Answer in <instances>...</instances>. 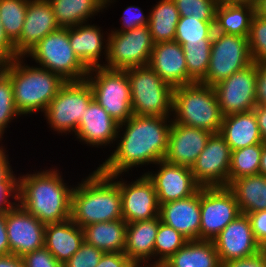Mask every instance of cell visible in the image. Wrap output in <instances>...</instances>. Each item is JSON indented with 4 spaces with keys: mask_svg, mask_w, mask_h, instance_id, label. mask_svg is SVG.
<instances>
[{
    "mask_svg": "<svg viewBox=\"0 0 266 267\" xmlns=\"http://www.w3.org/2000/svg\"><path fill=\"white\" fill-rule=\"evenodd\" d=\"M170 117L133 115L121 123L114 153L97 168L106 175L122 176L134 167L164 160L172 125Z\"/></svg>",
    "mask_w": 266,
    "mask_h": 267,
    "instance_id": "6da1fadb",
    "label": "cell"
},
{
    "mask_svg": "<svg viewBox=\"0 0 266 267\" xmlns=\"http://www.w3.org/2000/svg\"><path fill=\"white\" fill-rule=\"evenodd\" d=\"M57 168L18 177L17 203L44 224L59 223L71 217L73 188L64 183Z\"/></svg>",
    "mask_w": 266,
    "mask_h": 267,
    "instance_id": "7a4b0ae2",
    "label": "cell"
},
{
    "mask_svg": "<svg viewBox=\"0 0 266 267\" xmlns=\"http://www.w3.org/2000/svg\"><path fill=\"white\" fill-rule=\"evenodd\" d=\"M70 219L80 228L123 219L118 184L97 168L74 186Z\"/></svg>",
    "mask_w": 266,
    "mask_h": 267,
    "instance_id": "3957f363",
    "label": "cell"
},
{
    "mask_svg": "<svg viewBox=\"0 0 266 267\" xmlns=\"http://www.w3.org/2000/svg\"><path fill=\"white\" fill-rule=\"evenodd\" d=\"M24 58L16 57L8 63L1 64L0 67L11 78L14 103L18 112L24 116L40 111L44 113L67 81L38 65H26Z\"/></svg>",
    "mask_w": 266,
    "mask_h": 267,
    "instance_id": "277c9868",
    "label": "cell"
},
{
    "mask_svg": "<svg viewBox=\"0 0 266 267\" xmlns=\"http://www.w3.org/2000/svg\"><path fill=\"white\" fill-rule=\"evenodd\" d=\"M172 122L219 133L223 115L213 87L200 82L173 89Z\"/></svg>",
    "mask_w": 266,
    "mask_h": 267,
    "instance_id": "5b68a950",
    "label": "cell"
},
{
    "mask_svg": "<svg viewBox=\"0 0 266 267\" xmlns=\"http://www.w3.org/2000/svg\"><path fill=\"white\" fill-rule=\"evenodd\" d=\"M130 82L131 108L137 116H172L173 87L149 66L126 70Z\"/></svg>",
    "mask_w": 266,
    "mask_h": 267,
    "instance_id": "8992f818",
    "label": "cell"
},
{
    "mask_svg": "<svg viewBox=\"0 0 266 267\" xmlns=\"http://www.w3.org/2000/svg\"><path fill=\"white\" fill-rule=\"evenodd\" d=\"M26 55L38 67L60 75L65 81L85 80L89 71L70 46L68 28L59 27L49 33Z\"/></svg>",
    "mask_w": 266,
    "mask_h": 267,
    "instance_id": "52a82bcc",
    "label": "cell"
},
{
    "mask_svg": "<svg viewBox=\"0 0 266 267\" xmlns=\"http://www.w3.org/2000/svg\"><path fill=\"white\" fill-rule=\"evenodd\" d=\"M86 80L91 86L93 99L119 125L133 116L130 82L126 70L94 67L89 69Z\"/></svg>",
    "mask_w": 266,
    "mask_h": 267,
    "instance_id": "ba28073f",
    "label": "cell"
},
{
    "mask_svg": "<svg viewBox=\"0 0 266 267\" xmlns=\"http://www.w3.org/2000/svg\"><path fill=\"white\" fill-rule=\"evenodd\" d=\"M92 100V89L86 79L67 81L45 110V119L57 133L75 134L85 109Z\"/></svg>",
    "mask_w": 266,
    "mask_h": 267,
    "instance_id": "9c48e42d",
    "label": "cell"
},
{
    "mask_svg": "<svg viewBox=\"0 0 266 267\" xmlns=\"http://www.w3.org/2000/svg\"><path fill=\"white\" fill-rule=\"evenodd\" d=\"M252 63L248 37L214 31L209 68L200 83L213 87Z\"/></svg>",
    "mask_w": 266,
    "mask_h": 267,
    "instance_id": "30bf717a",
    "label": "cell"
},
{
    "mask_svg": "<svg viewBox=\"0 0 266 267\" xmlns=\"http://www.w3.org/2000/svg\"><path fill=\"white\" fill-rule=\"evenodd\" d=\"M154 42L148 25L108 33V53L103 67L127 70L149 64Z\"/></svg>",
    "mask_w": 266,
    "mask_h": 267,
    "instance_id": "8fae6325",
    "label": "cell"
},
{
    "mask_svg": "<svg viewBox=\"0 0 266 267\" xmlns=\"http://www.w3.org/2000/svg\"><path fill=\"white\" fill-rule=\"evenodd\" d=\"M199 240L213 239L241 214L239 205L232 191L227 187L200 188Z\"/></svg>",
    "mask_w": 266,
    "mask_h": 267,
    "instance_id": "7c38bea8",
    "label": "cell"
},
{
    "mask_svg": "<svg viewBox=\"0 0 266 267\" xmlns=\"http://www.w3.org/2000/svg\"><path fill=\"white\" fill-rule=\"evenodd\" d=\"M257 63L235 72L213 86L223 116L244 113L257 106Z\"/></svg>",
    "mask_w": 266,
    "mask_h": 267,
    "instance_id": "4fadbf2b",
    "label": "cell"
},
{
    "mask_svg": "<svg viewBox=\"0 0 266 267\" xmlns=\"http://www.w3.org/2000/svg\"><path fill=\"white\" fill-rule=\"evenodd\" d=\"M232 150L220 133H212L205 148L191 167L200 187L228 186Z\"/></svg>",
    "mask_w": 266,
    "mask_h": 267,
    "instance_id": "5bb4252c",
    "label": "cell"
},
{
    "mask_svg": "<svg viewBox=\"0 0 266 267\" xmlns=\"http://www.w3.org/2000/svg\"><path fill=\"white\" fill-rule=\"evenodd\" d=\"M119 186L123 219L127 223L149 220L159 216V202L153 182L144 173L131 183L121 175H109ZM118 177V178H117ZM117 179V181H116Z\"/></svg>",
    "mask_w": 266,
    "mask_h": 267,
    "instance_id": "9a60e30c",
    "label": "cell"
},
{
    "mask_svg": "<svg viewBox=\"0 0 266 267\" xmlns=\"http://www.w3.org/2000/svg\"><path fill=\"white\" fill-rule=\"evenodd\" d=\"M10 254L22 257L44 247L45 224L18 203L5 213Z\"/></svg>",
    "mask_w": 266,
    "mask_h": 267,
    "instance_id": "2e32d148",
    "label": "cell"
},
{
    "mask_svg": "<svg viewBox=\"0 0 266 267\" xmlns=\"http://www.w3.org/2000/svg\"><path fill=\"white\" fill-rule=\"evenodd\" d=\"M221 264L253 256L262 250L247 214L241 213L213 239Z\"/></svg>",
    "mask_w": 266,
    "mask_h": 267,
    "instance_id": "e0dca14e",
    "label": "cell"
},
{
    "mask_svg": "<svg viewBox=\"0 0 266 267\" xmlns=\"http://www.w3.org/2000/svg\"><path fill=\"white\" fill-rule=\"evenodd\" d=\"M155 165L159 168L157 172L149 171L145 174L154 184L159 205L188 198L201 188L196 183L190 167L171 164L165 160Z\"/></svg>",
    "mask_w": 266,
    "mask_h": 267,
    "instance_id": "ac0fdd59",
    "label": "cell"
},
{
    "mask_svg": "<svg viewBox=\"0 0 266 267\" xmlns=\"http://www.w3.org/2000/svg\"><path fill=\"white\" fill-rule=\"evenodd\" d=\"M58 28L52 5L48 0H29L22 33L13 44L16 55L26 56L46 35Z\"/></svg>",
    "mask_w": 266,
    "mask_h": 267,
    "instance_id": "d6986e66",
    "label": "cell"
},
{
    "mask_svg": "<svg viewBox=\"0 0 266 267\" xmlns=\"http://www.w3.org/2000/svg\"><path fill=\"white\" fill-rule=\"evenodd\" d=\"M212 133L208 130L172 122L164 160L192 167Z\"/></svg>",
    "mask_w": 266,
    "mask_h": 267,
    "instance_id": "ffe728a7",
    "label": "cell"
},
{
    "mask_svg": "<svg viewBox=\"0 0 266 267\" xmlns=\"http://www.w3.org/2000/svg\"><path fill=\"white\" fill-rule=\"evenodd\" d=\"M148 65L173 88L194 83L188 76L183 48L175 40L154 44Z\"/></svg>",
    "mask_w": 266,
    "mask_h": 267,
    "instance_id": "44dd1931",
    "label": "cell"
},
{
    "mask_svg": "<svg viewBox=\"0 0 266 267\" xmlns=\"http://www.w3.org/2000/svg\"><path fill=\"white\" fill-rule=\"evenodd\" d=\"M200 189L192 196L160 205V221L190 240H199Z\"/></svg>",
    "mask_w": 266,
    "mask_h": 267,
    "instance_id": "7402d4cb",
    "label": "cell"
},
{
    "mask_svg": "<svg viewBox=\"0 0 266 267\" xmlns=\"http://www.w3.org/2000/svg\"><path fill=\"white\" fill-rule=\"evenodd\" d=\"M119 124L94 99L88 104L75 136L87 146L101 147L117 139Z\"/></svg>",
    "mask_w": 266,
    "mask_h": 267,
    "instance_id": "603a6c76",
    "label": "cell"
},
{
    "mask_svg": "<svg viewBox=\"0 0 266 267\" xmlns=\"http://www.w3.org/2000/svg\"><path fill=\"white\" fill-rule=\"evenodd\" d=\"M100 26L88 23L68 28L70 46L78 59L88 68L100 67L102 53L105 62L108 53V36L105 38ZM102 31V33H101ZM104 38V39H103ZM105 43V45H104ZM105 49V50H104Z\"/></svg>",
    "mask_w": 266,
    "mask_h": 267,
    "instance_id": "cb8c5ba5",
    "label": "cell"
},
{
    "mask_svg": "<svg viewBox=\"0 0 266 267\" xmlns=\"http://www.w3.org/2000/svg\"><path fill=\"white\" fill-rule=\"evenodd\" d=\"M160 217L127 223L124 254L136 265H153L154 244ZM144 263V264H143Z\"/></svg>",
    "mask_w": 266,
    "mask_h": 267,
    "instance_id": "d4e9b609",
    "label": "cell"
},
{
    "mask_svg": "<svg viewBox=\"0 0 266 267\" xmlns=\"http://www.w3.org/2000/svg\"><path fill=\"white\" fill-rule=\"evenodd\" d=\"M83 242V229L71 219L45 224L44 246L61 264L68 261Z\"/></svg>",
    "mask_w": 266,
    "mask_h": 267,
    "instance_id": "484cf974",
    "label": "cell"
},
{
    "mask_svg": "<svg viewBox=\"0 0 266 267\" xmlns=\"http://www.w3.org/2000/svg\"><path fill=\"white\" fill-rule=\"evenodd\" d=\"M219 133L232 151L263 143L253 110L223 116Z\"/></svg>",
    "mask_w": 266,
    "mask_h": 267,
    "instance_id": "4316f807",
    "label": "cell"
},
{
    "mask_svg": "<svg viewBox=\"0 0 266 267\" xmlns=\"http://www.w3.org/2000/svg\"><path fill=\"white\" fill-rule=\"evenodd\" d=\"M52 5L57 25L70 28L87 23L89 18L103 12L114 0H48Z\"/></svg>",
    "mask_w": 266,
    "mask_h": 267,
    "instance_id": "83f0119b",
    "label": "cell"
},
{
    "mask_svg": "<svg viewBox=\"0 0 266 267\" xmlns=\"http://www.w3.org/2000/svg\"><path fill=\"white\" fill-rule=\"evenodd\" d=\"M162 267H222L213 241L190 240Z\"/></svg>",
    "mask_w": 266,
    "mask_h": 267,
    "instance_id": "f1b7e54d",
    "label": "cell"
},
{
    "mask_svg": "<svg viewBox=\"0 0 266 267\" xmlns=\"http://www.w3.org/2000/svg\"><path fill=\"white\" fill-rule=\"evenodd\" d=\"M127 222L117 219L83 227L84 241L106 252H124Z\"/></svg>",
    "mask_w": 266,
    "mask_h": 267,
    "instance_id": "f546056e",
    "label": "cell"
},
{
    "mask_svg": "<svg viewBox=\"0 0 266 267\" xmlns=\"http://www.w3.org/2000/svg\"><path fill=\"white\" fill-rule=\"evenodd\" d=\"M255 5L219 2L215 16V32L248 37Z\"/></svg>",
    "mask_w": 266,
    "mask_h": 267,
    "instance_id": "4dcf8cb0",
    "label": "cell"
},
{
    "mask_svg": "<svg viewBox=\"0 0 266 267\" xmlns=\"http://www.w3.org/2000/svg\"><path fill=\"white\" fill-rule=\"evenodd\" d=\"M235 196L241 213L266 210V176H243L227 186Z\"/></svg>",
    "mask_w": 266,
    "mask_h": 267,
    "instance_id": "1f68e13d",
    "label": "cell"
},
{
    "mask_svg": "<svg viewBox=\"0 0 266 267\" xmlns=\"http://www.w3.org/2000/svg\"><path fill=\"white\" fill-rule=\"evenodd\" d=\"M148 14V26L154 44L175 40L180 13L174 0H160Z\"/></svg>",
    "mask_w": 266,
    "mask_h": 267,
    "instance_id": "d6a6232c",
    "label": "cell"
},
{
    "mask_svg": "<svg viewBox=\"0 0 266 267\" xmlns=\"http://www.w3.org/2000/svg\"><path fill=\"white\" fill-rule=\"evenodd\" d=\"M265 144L263 142L232 151L228 185L243 176L259 174L260 159Z\"/></svg>",
    "mask_w": 266,
    "mask_h": 267,
    "instance_id": "836d02e7",
    "label": "cell"
},
{
    "mask_svg": "<svg viewBox=\"0 0 266 267\" xmlns=\"http://www.w3.org/2000/svg\"><path fill=\"white\" fill-rule=\"evenodd\" d=\"M29 0H0V21L4 33L14 44L23 30Z\"/></svg>",
    "mask_w": 266,
    "mask_h": 267,
    "instance_id": "e575fe53",
    "label": "cell"
},
{
    "mask_svg": "<svg viewBox=\"0 0 266 267\" xmlns=\"http://www.w3.org/2000/svg\"><path fill=\"white\" fill-rule=\"evenodd\" d=\"M212 42H187L182 45L188 76L200 82L207 74Z\"/></svg>",
    "mask_w": 266,
    "mask_h": 267,
    "instance_id": "d590c367",
    "label": "cell"
},
{
    "mask_svg": "<svg viewBox=\"0 0 266 267\" xmlns=\"http://www.w3.org/2000/svg\"><path fill=\"white\" fill-rule=\"evenodd\" d=\"M215 21H202L198 18L180 17L176 27L175 41L181 46L187 42H212Z\"/></svg>",
    "mask_w": 266,
    "mask_h": 267,
    "instance_id": "8d00e7d4",
    "label": "cell"
},
{
    "mask_svg": "<svg viewBox=\"0 0 266 267\" xmlns=\"http://www.w3.org/2000/svg\"><path fill=\"white\" fill-rule=\"evenodd\" d=\"M188 241L181 233L160 221L154 244V260L156 261L153 265L161 266Z\"/></svg>",
    "mask_w": 266,
    "mask_h": 267,
    "instance_id": "74e56055",
    "label": "cell"
},
{
    "mask_svg": "<svg viewBox=\"0 0 266 267\" xmlns=\"http://www.w3.org/2000/svg\"><path fill=\"white\" fill-rule=\"evenodd\" d=\"M18 116H21V114L14 103L11 78L0 67V141L3 139L5 128H8V124Z\"/></svg>",
    "mask_w": 266,
    "mask_h": 267,
    "instance_id": "f35d334b",
    "label": "cell"
},
{
    "mask_svg": "<svg viewBox=\"0 0 266 267\" xmlns=\"http://www.w3.org/2000/svg\"><path fill=\"white\" fill-rule=\"evenodd\" d=\"M248 42L252 61L266 63V18L257 13L251 21Z\"/></svg>",
    "mask_w": 266,
    "mask_h": 267,
    "instance_id": "ab89813d",
    "label": "cell"
},
{
    "mask_svg": "<svg viewBox=\"0 0 266 267\" xmlns=\"http://www.w3.org/2000/svg\"><path fill=\"white\" fill-rule=\"evenodd\" d=\"M180 17L198 18L202 21H215L219 0H174Z\"/></svg>",
    "mask_w": 266,
    "mask_h": 267,
    "instance_id": "60d3db41",
    "label": "cell"
},
{
    "mask_svg": "<svg viewBox=\"0 0 266 267\" xmlns=\"http://www.w3.org/2000/svg\"><path fill=\"white\" fill-rule=\"evenodd\" d=\"M103 253L84 241L76 253L63 264V267H96Z\"/></svg>",
    "mask_w": 266,
    "mask_h": 267,
    "instance_id": "b9f144b4",
    "label": "cell"
},
{
    "mask_svg": "<svg viewBox=\"0 0 266 267\" xmlns=\"http://www.w3.org/2000/svg\"><path fill=\"white\" fill-rule=\"evenodd\" d=\"M21 258L25 267H63L45 246L26 253Z\"/></svg>",
    "mask_w": 266,
    "mask_h": 267,
    "instance_id": "7bdbcfd3",
    "label": "cell"
},
{
    "mask_svg": "<svg viewBox=\"0 0 266 267\" xmlns=\"http://www.w3.org/2000/svg\"><path fill=\"white\" fill-rule=\"evenodd\" d=\"M121 21L123 27L111 31L123 32L136 27L148 25L149 15H144L140 7L132 5L125 8Z\"/></svg>",
    "mask_w": 266,
    "mask_h": 267,
    "instance_id": "ee69618b",
    "label": "cell"
},
{
    "mask_svg": "<svg viewBox=\"0 0 266 267\" xmlns=\"http://www.w3.org/2000/svg\"><path fill=\"white\" fill-rule=\"evenodd\" d=\"M18 181H0V213H6L17 204ZM15 199L11 202L9 199Z\"/></svg>",
    "mask_w": 266,
    "mask_h": 267,
    "instance_id": "f6af8a7d",
    "label": "cell"
},
{
    "mask_svg": "<svg viewBox=\"0 0 266 267\" xmlns=\"http://www.w3.org/2000/svg\"><path fill=\"white\" fill-rule=\"evenodd\" d=\"M255 239L263 247L266 244V210L247 214Z\"/></svg>",
    "mask_w": 266,
    "mask_h": 267,
    "instance_id": "bcb514c9",
    "label": "cell"
},
{
    "mask_svg": "<svg viewBox=\"0 0 266 267\" xmlns=\"http://www.w3.org/2000/svg\"><path fill=\"white\" fill-rule=\"evenodd\" d=\"M136 265L124 252L103 253L96 267H135Z\"/></svg>",
    "mask_w": 266,
    "mask_h": 267,
    "instance_id": "7dc6e473",
    "label": "cell"
},
{
    "mask_svg": "<svg viewBox=\"0 0 266 267\" xmlns=\"http://www.w3.org/2000/svg\"><path fill=\"white\" fill-rule=\"evenodd\" d=\"M222 267H266V255L261 250L253 256L222 263Z\"/></svg>",
    "mask_w": 266,
    "mask_h": 267,
    "instance_id": "c3c4849f",
    "label": "cell"
},
{
    "mask_svg": "<svg viewBox=\"0 0 266 267\" xmlns=\"http://www.w3.org/2000/svg\"><path fill=\"white\" fill-rule=\"evenodd\" d=\"M16 57L14 45L9 41L4 33L2 23L0 21V65L14 60Z\"/></svg>",
    "mask_w": 266,
    "mask_h": 267,
    "instance_id": "681fc988",
    "label": "cell"
},
{
    "mask_svg": "<svg viewBox=\"0 0 266 267\" xmlns=\"http://www.w3.org/2000/svg\"><path fill=\"white\" fill-rule=\"evenodd\" d=\"M255 89L257 105H261L264 101H266V63L257 64Z\"/></svg>",
    "mask_w": 266,
    "mask_h": 267,
    "instance_id": "f907efd6",
    "label": "cell"
},
{
    "mask_svg": "<svg viewBox=\"0 0 266 267\" xmlns=\"http://www.w3.org/2000/svg\"><path fill=\"white\" fill-rule=\"evenodd\" d=\"M6 148L0 145V181H18L15 176L10 161L8 159V154H6Z\"/></svg>",
    "mask_w": 266,
    "mask_h": 267,
    "instance_id": "816d5d0a",
    "label": "cell"
},
{
    "mask_svg": "<svg viewBox=\"0 0 266 267\" xmlns=\"http://www.w3.org/2000/svg\"><path fill=\"white\" fill-rule=\"evenodd\" d=\"M8 254H10V247L5 224V213H0V256Z\"/></svg>",
    "mask_w": 266,
    "mask_h": 267,
    "instance_id": "f5cc1de1",
    "label": "cell"
},
{
    "mask_svg": "<svg viewBox=\"0 0 266 267\" xmlns=\"http://www.w3.org/2000/svg\"><path fill=\"white\" fill-rule=\"evenodd\" d=\"M253 111L257 119V124L259 126V131L263 142L266 143V109L261 105H257Z\"/></svg>",
    "mask_w": 266,
    "mask_h": 267,
    "instance_id": "db71d44e",
    "label": "cell"
},
{
    "mask_svg": "<svg viewBox=\"0 0 266 267\" xmlns=\"http://www.w3.org/2000/svg\"><path fill=\"white\" fill-rule=\"evenodd\" d=\"M0 267H25L21 257L14 254L0 256Z\"/></svg>",
    "mask_w": 266,
    "mask_h": 267,
    "instance_id": "11a10c76",
    "label": "cell"
},
{
    "mask_svg": "<svg viewBox=\"0 0 266 267\" xmlns=\"http://www.w3.org/2000/svg\"><path fill=\"white\" fill-rule=\"evenodd\" d=\"M255 11L260 16L266 18V0H257Z\"/></svg>",
    "mask_w": 266,
    "mask_h": 267,
    "instance_id": "9f6ffc18",
    "label": "cell"
},
{
    "mask_svg": "<svg viewBox=\"0 0 266 267\" xmlns=\"http://www.w3.org/2000/svg\"><path fill=\"white\" fill-rule=\"evenodd\" d=\"M259 174L266 176V144L263 146L261 154Z\"/></svg>",
    "mask_w": 266,
    "mask_h": 267,
    "instance_id": "6f0895ef",
    "label": "cell"
},
{
    "mask_svg": "<svg viewBox=\"0 0 266 267\" xmlns=\"http://www.w3.org/2000/svg\"><path fill=\"white\" fill-rule=\"evenodd\" d=\"M219 2H225L228 4H250L256 5L257 0H219Z\"/></svg>",
    "mask_w": 266,
    "mask_h": 267,
    "instance_id": "680465c9",
    "label": "cell"
},
{
    "mask_svg": "<svg viewBox=\"0 0 266 267\" xmlns=\"http://www.w3.org/2000/svg\"><path fill=\"white\" fill-rule=\"evenodd\" d=\"M135 267H149V265L135 266ZM150 267H162L157 265H150Z\"/></svg>",
    "mask_w": 266,
    "mask_h": 267,
    "instance_id": "91938a15",
    "label": "cell"
},
{
    "mask_svg": "<svg viewBox=\"0 0 266 267\" xmlns=\"http://www.w3.org/2000/svg\"><path fill=\"white\" fill-rule=\"evenodd\" d=\"M262 251L266 255V244L262 247Z\"/></svg>",
    "mask_w": 266,
    "mask_h": 267,
    "instance_id": "94428289",
    "label": "cell"
},
{
    "mask_svg": "<svg viewBox=\"0 0 266 267\" xmlns=\"http://www.w3.org/2000/svg\"><path fill=\"white\" fill-rule=\"evenodd\" d=\"M261 106L266 109V101H264Z\"/></svg>",
    "mask_w": 266,
    "mask_h": 267,
    "instance_id": "6125c7cd",
    "label": "cell"
}]
</instances>
